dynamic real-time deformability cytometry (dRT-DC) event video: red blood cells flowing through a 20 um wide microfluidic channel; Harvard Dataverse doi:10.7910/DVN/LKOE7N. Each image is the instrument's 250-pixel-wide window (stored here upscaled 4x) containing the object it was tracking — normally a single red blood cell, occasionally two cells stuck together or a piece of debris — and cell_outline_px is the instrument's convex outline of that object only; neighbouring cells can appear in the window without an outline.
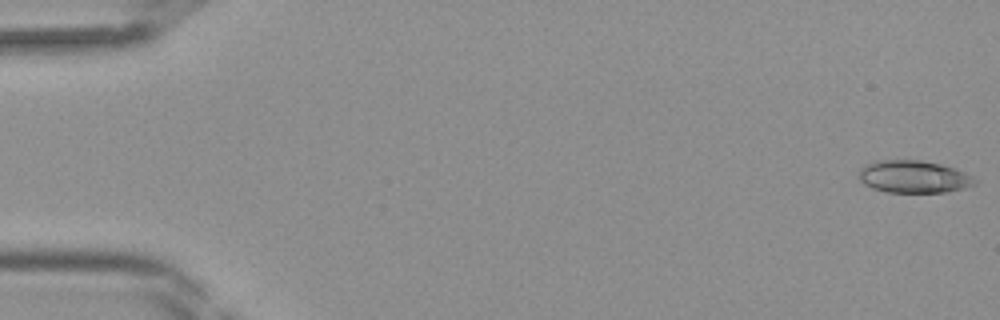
{"species": "Egyptian fruit bat (a non-hibernating species)", "species_latin": "Rousettus aegyptiacus", "temperature_condition": "room temperature", "stored_images_in_passage": 42, "camera_frame_rate_fps": 3000, "um_per_image_px": 0.085, "frame": {"image": 1, "passage_image": 1, "time_ms": 0.0, "image_size_px": [1000, 320], "cell_outline_px": [[980, 180], [976, 184], [964, 188], [948, 192], [888, 192], [872, 188], [864, 184], [856, 176], [860, 168], [864, 164], [876, 160], [920, 160], [940, 164], [956, 168]], "centroid_in_image_um": [77.65, 15.01], "position_along_channel_um": 7.3, "area_um2": 22.25}}
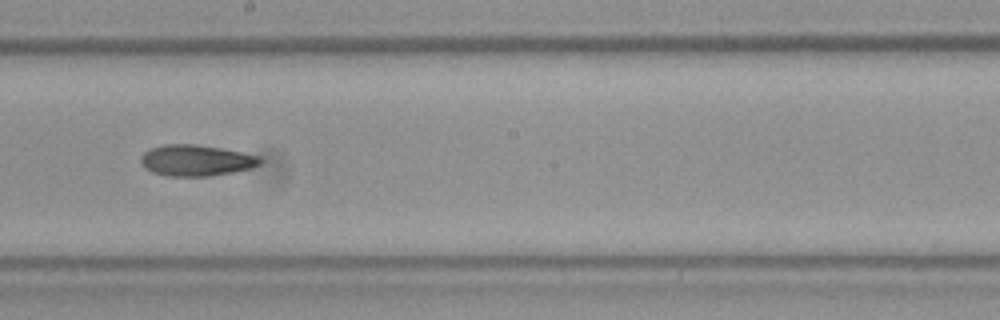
{"frame": {"image": 2, "passage_image": 24, "time_ms": 7.667, "image_size_px": [1000, 320], "cell_outline_px": [[264, 160], [260, 164], [252, 168], [232, 172], [208, 176], [168, 176], [152, 172], [144, 168], [140, 160], [140, 156], [148, 148], [164, 144], [196, 144], [220, 148], [260, 156]], "centroid_in_image_um": [16.65, 13.63], "position_along_channel_um": 231.6, "area_um2": 21.79}}
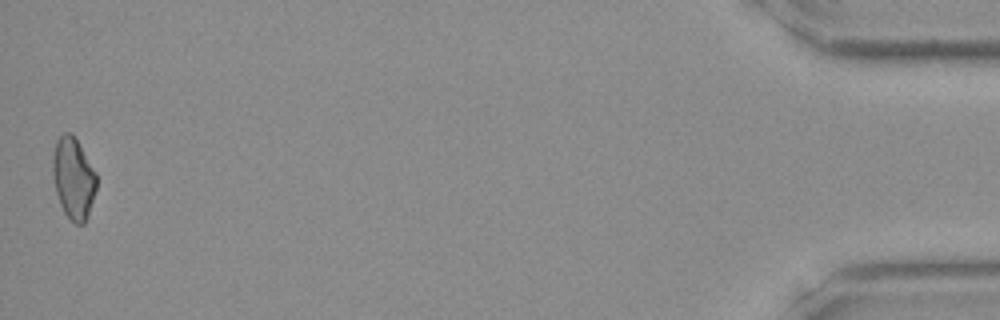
{"frame": {"image": 3, "passage_image": 42, "time_ms": 13.667, "image_size_px": [1000, 320], "cell_outline_px": [[96, 188], [88, 216], [84, 224], [76, 224], [64, 212], [60, 204], [56, 192], [52, 172], [52, 156], [56, 140], [64, 132], [72, 132], [96, 172]], "centroid_in_image_um": [6.23, 15.13], "position_along_channel_um": 429.0, "area_um2": 20.75}}